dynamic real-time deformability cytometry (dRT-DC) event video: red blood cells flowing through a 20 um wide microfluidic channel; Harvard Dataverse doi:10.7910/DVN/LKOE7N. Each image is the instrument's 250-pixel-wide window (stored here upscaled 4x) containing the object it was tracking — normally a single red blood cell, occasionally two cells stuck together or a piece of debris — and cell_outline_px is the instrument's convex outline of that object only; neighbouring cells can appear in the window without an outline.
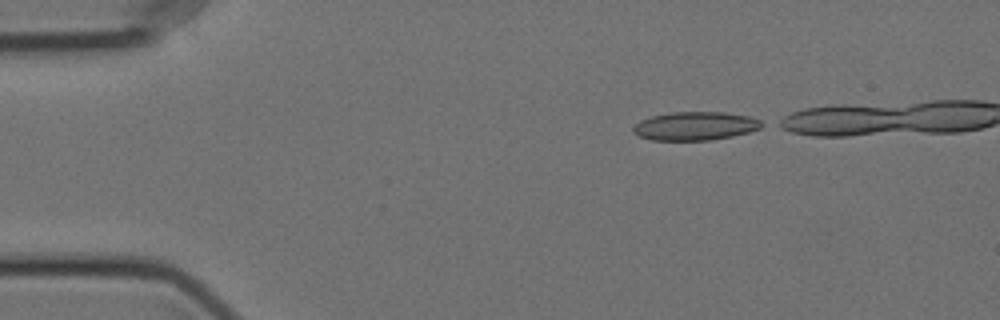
{"species": "Egyptian fruit bat (a non-hibernating species)", "species_latin": "Rousettus aegyptiacus", "temperature_condition": "cold", "stored_images_in_passage": 38, "camera_frame_rate_fps": 3000, "um_per_image_px": 0.085, "animal": {"sex": "female"}, "frame": {"image": 1, "passage_image": 1, "time_ms": 0.0, "image_size_px": [1000, 320], "cell_outline_px": [[768, 124], [760, 128], [748, 132], [732, 136], [708, 140], [652, 140], [640, 136], [632, 132], [632, 128], [640, 120], [652, 116], [672, 112], [724, 112], [748, 116], [760, 120]], "centroid_in_image_um": [59.11, 10.7], "position_along_channel_um": 25.9, "area_um2": 21.33}}
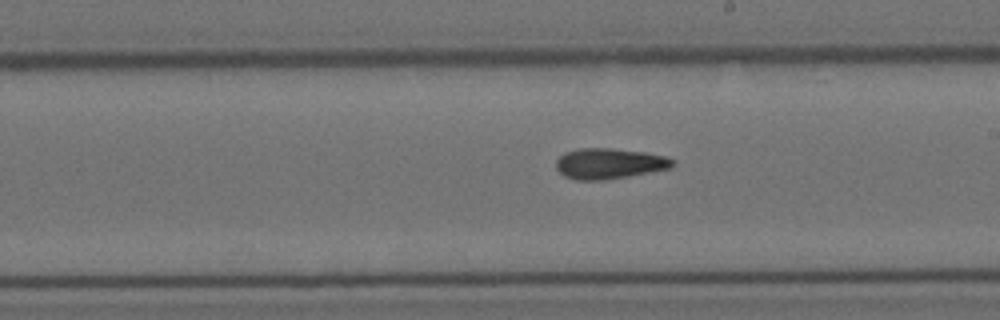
{"frame": {"image": 2, "passage_image": 24, "time_ms": 7.667, "image_size_px": [1000, 320], "cell_outline_px": [[676, 164], [672, 168], [628, 176], [604, 180], [576, 180], [564, 176], [556, 168], [556, 160], [564, 152], [580, 148], [608, 148], [644, 152], [668, 156], [676, 160]], "centroid_in_image_um": [51.82, 13.9], "position_along_channel_um": 237.2, "area_um2": 20.98}}
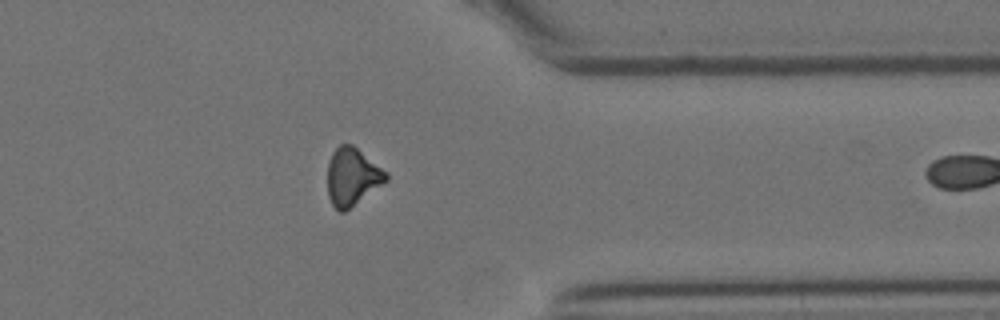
{"frame": {"image": 3, "passage_image": 37, "time_ms": 12.0, "image_size_px": [1000, 320], "cell_outline_px": [[388, 180], [344, 212], [340, 212], [332, 204], [328, 196], [328, 160], [332, 152], [340, 144], [352, 144], [388, 172]], "centroid_in_image_um": [29.94, 15.0], "position_along_channel_um": 381.5, "area_um2": 19.59}}